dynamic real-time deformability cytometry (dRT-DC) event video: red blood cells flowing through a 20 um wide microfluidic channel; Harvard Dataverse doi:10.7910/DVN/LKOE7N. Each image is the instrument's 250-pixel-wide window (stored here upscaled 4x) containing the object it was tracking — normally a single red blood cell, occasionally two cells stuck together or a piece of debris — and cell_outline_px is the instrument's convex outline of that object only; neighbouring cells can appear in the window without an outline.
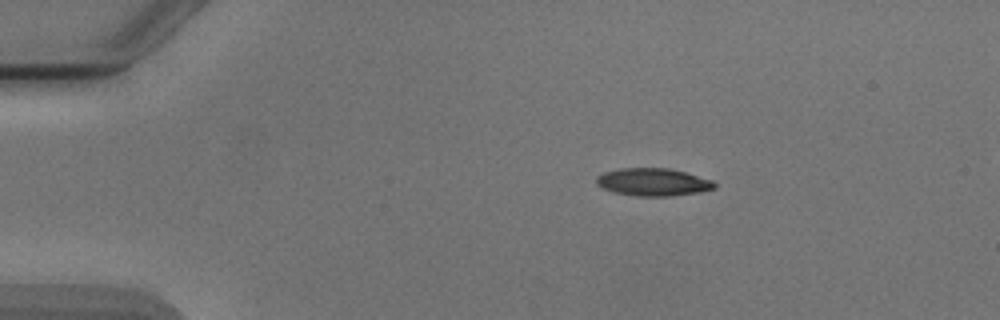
{"species": "Egyptian fruit bat (a non-hibernating species)", "species_latin": "Rousettus aegyptiacus", "temperature_condition": "cold", "stored_images_in_passage": 6, "camera_frame_rate_fps": 3000, "um_per_image_px": 0.085, "animal": {"sex": "male"}, "frame": {"image": 1, "passage_image": 3, "time_ms": 2.333, "image_size_px": [1000, 320], "cell_outline_px": [[716, 188], [700, 192], [672, 196], [636, 196], [616, 192], [604, 188], [596, 184], [596, 176], [604, 172], [620, 168], [668, 168], [684, 172], [712, 180], [716, 184]], "centroid_in_image_um": [55.52, 15.47], "position_along_channel_um": 29.5, "area_um2": 18.96}}
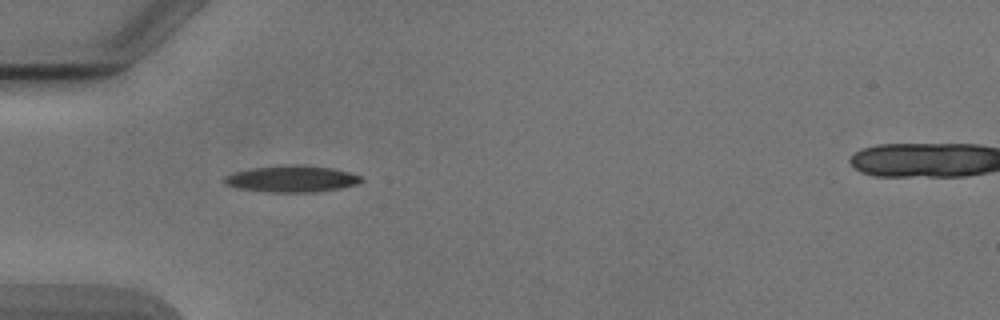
{"frame": {"image": 2, "passage_image": 5, "time_ms": 4.667, "image_size_px": [1000, 320], "cell_outline_px": [[364, 180], [356, 184], [340, 188], [312, 192], [268, 192], [236, 188], [224, 184], [224, 176], [232, 172], [252, 168], [280, 164], [304, 164], [332, 168], [348, 172], [360, 176]], "centroid_in_image_um": [24.74, 15.18], "position_along_channel_um": 60.3, "area_um2": 21.44}}
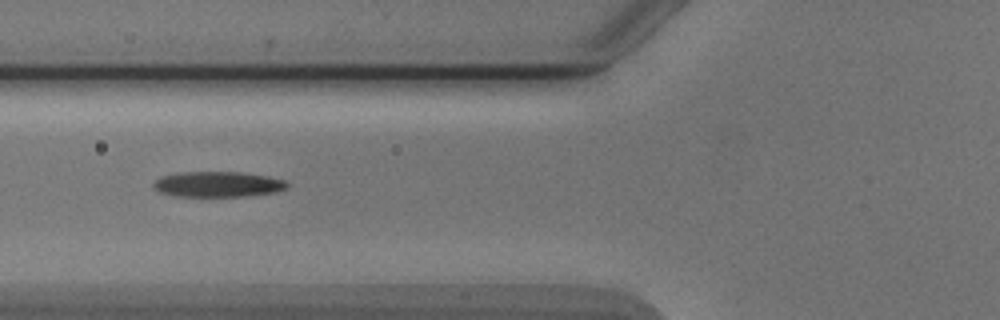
{"frame": {"image": 3, "passage_image": 6, "time_ms": 6.0, "image_size_px": [1000, 320], "cell_outline_px": [[288, 188], [276, 192], [248, 196], [172, 196], [160, 192], [152, 184], [160, 176], [180, 172], [244, 172], [268, 176], [284, 180], [288, 184]], "centroid_in_image_um": [18.53, 15.66], "position_along_channel_um": 107.3, "area_um2": 19.94}}